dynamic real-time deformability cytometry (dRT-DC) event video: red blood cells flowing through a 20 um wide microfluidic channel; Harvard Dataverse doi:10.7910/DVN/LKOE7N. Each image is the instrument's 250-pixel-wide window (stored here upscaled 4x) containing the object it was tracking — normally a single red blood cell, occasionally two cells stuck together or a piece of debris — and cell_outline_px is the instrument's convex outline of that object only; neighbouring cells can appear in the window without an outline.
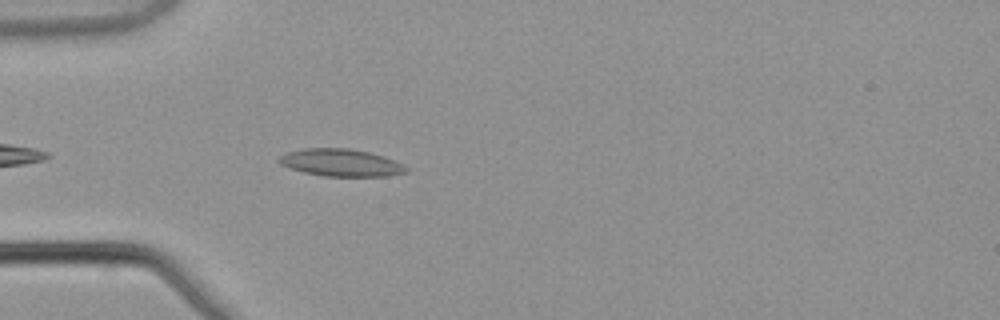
{"species": "common noctule bat (a hibernating species)", "species_latin": "Nyctalus noctula", "temperature_condition": "warm", "stored_images_in_passage": 1, "camera_frame_rate_fps": 3000, "um_per_image_px": 0.085, "animal": {"sex": "male", "body_mass_g": 21.5, "forearm_length_mm": 52.0}, "frame": {"image": 1, "passage_image": 1, "time_ms": 0.0, "image_size_px": [1000, 320], "cell_outline_px": [[408, 172], [388, 176], [324, 176], [304, 172], [280, 164], [276, 160], [280, 156], [288, 152], [304, 148], [348, 148], [368, 152], [384, 156], [404, 164], [408, 168]], "centroid_in_image_um": [29.01, 13.82], "position_along_channel_um": 56.0, "area_um2": 20.23}}